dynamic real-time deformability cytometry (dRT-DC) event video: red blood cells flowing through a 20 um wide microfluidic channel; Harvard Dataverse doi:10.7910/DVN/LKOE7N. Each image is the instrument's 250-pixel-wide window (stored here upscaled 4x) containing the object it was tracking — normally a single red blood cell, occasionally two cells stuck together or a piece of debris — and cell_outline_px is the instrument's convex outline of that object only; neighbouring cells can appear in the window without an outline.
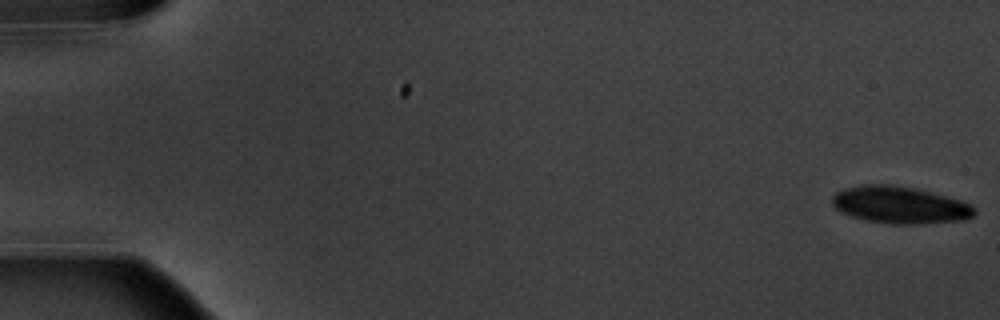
{"species": "common noctule bat (a hibernating species)", "species_latin": "Nyctalus noctula", "temperature_condition": "warm", "stored_images_in_passage": 5, "camera_frame_rate_fps": 3000, "um_per_image_px": 0.085, "animal": {"sex": "male", "body_mass_g": 20.1, "forearm_length_mm": 53.5}, "frame": {"image": 1, "passage_image": 1, "time_ms": 0.0, "image_size_px": [1000, 320], "cell_outline_px": [[976, 212], [972, 216], [964, 220], [916, 224], [892, 224], [868, 220], [852, 216], [840, 212], [832, 204], [832, 196], [836, 192], [844, 188], [860, 184], [892, 184], [916, 188], [948, 196], [972, 204], [976, 208]], "centroid_in_image_um": [76.5, 17.4], "position_along_channel_um": 8.5, "area_um2": 30.98}}